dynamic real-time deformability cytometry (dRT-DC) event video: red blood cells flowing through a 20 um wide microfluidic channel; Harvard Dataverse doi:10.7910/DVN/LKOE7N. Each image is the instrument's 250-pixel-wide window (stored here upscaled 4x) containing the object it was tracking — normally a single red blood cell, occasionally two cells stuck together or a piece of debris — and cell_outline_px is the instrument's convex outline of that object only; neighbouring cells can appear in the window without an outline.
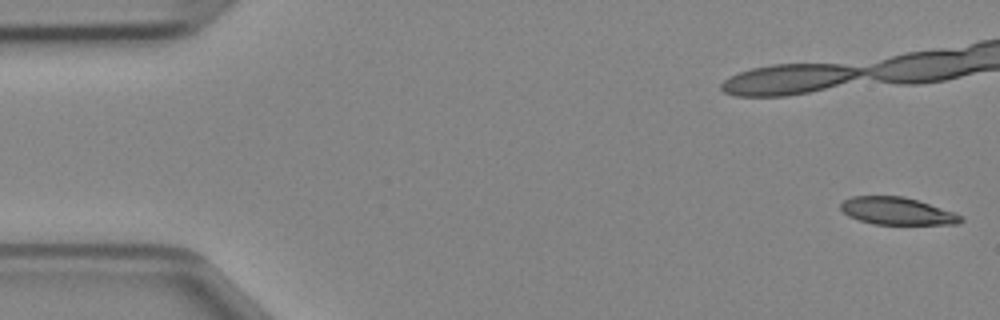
{"species": "Egyptian fruit bat (a non-hibernating species)", "species_latin": "Rousettus aegyptiacus", "temperature_condition": "cold", "stored_images_in_passage": 48, "camera_frame_rate_fps": 3000, "um_per_image_px": 0.085, "animal": {"sex": "female"}, "frame": {"image": 1, "passage_image": 1, "time_ms": 0.0, "image_size_px": [1000, 320], "cell_outline_px": [[964, 220], [956, 224], [872, 224], [848, 216], [840, 208], [840, 204], [844, 200], [852, 196], [904, 196], [956, 212], [964, 216]], "centroid_in_image_um": [76.28, 17.94], "position_along_channel_um": 8.7, "area_um2": 19.25}}